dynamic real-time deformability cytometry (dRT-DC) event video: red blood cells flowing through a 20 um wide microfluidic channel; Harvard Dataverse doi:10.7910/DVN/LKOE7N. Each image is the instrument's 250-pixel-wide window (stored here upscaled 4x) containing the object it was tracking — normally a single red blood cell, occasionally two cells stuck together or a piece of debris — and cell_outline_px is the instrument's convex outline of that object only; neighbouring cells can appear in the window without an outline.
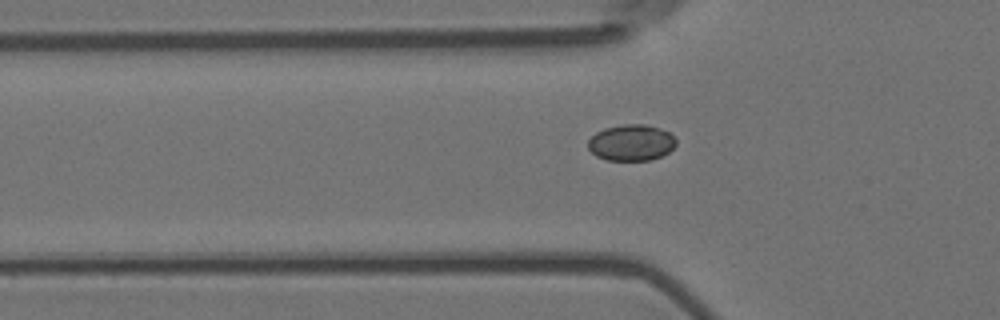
{"species": "Egyptian fruit bat (a non-hibernating species)", "species_latin": "Rousettus aegyptiacus", "temperature_condition": "room temperature", "stored_images_in_passage": 37, "camera_frame_rate_fps": 3000, "um_per_image_px": 0.085, "animal": {"sex": "female"}, "frame": {"image": 1, "passage_image": 4, "time_ms": 1.0, "image_size_px": [1000, 320], "cell_outline_px": [[676, 144], [668, 152], [652, 160], [608, 160], [596, 156], [588, 148], [588, 140], [596, 132], [604, 128], [624, 124], [644, 124], [660, 128], [668, 132], [676, 140]], "centroid_in_image_um": [53.64, 12.12], "position_along_channel_um": 72.2, "area_um2": 18.5}}
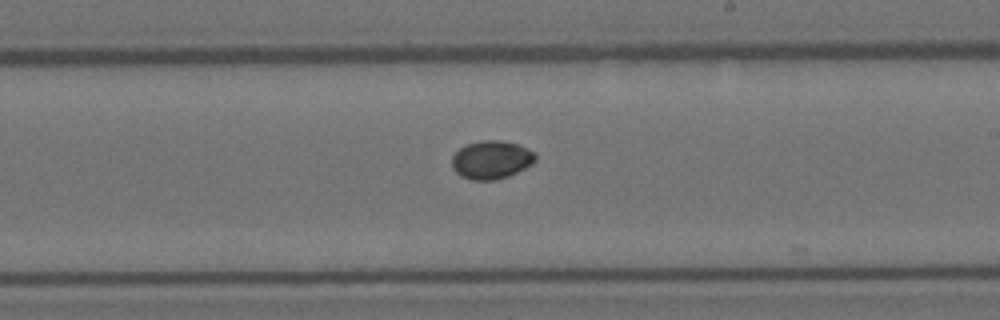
{"frame": {"image": 2, "passage_image": 18, "time_ms": 5.667, "image_size_px": [1000, 320], "cell_outline_px": [[536, 160], [532, 164], [508, 176], [496, 180], [472, 180], [460, 176], [452, 168], [452, 156], [464, 144], [480, 140], [500, 140], [516, 144], [528, 148], [536, 152]], "centroid_in_image_um": [41.76, 13.57], "position_along_channel_um": 247.2, "area_um2": 18.79}}
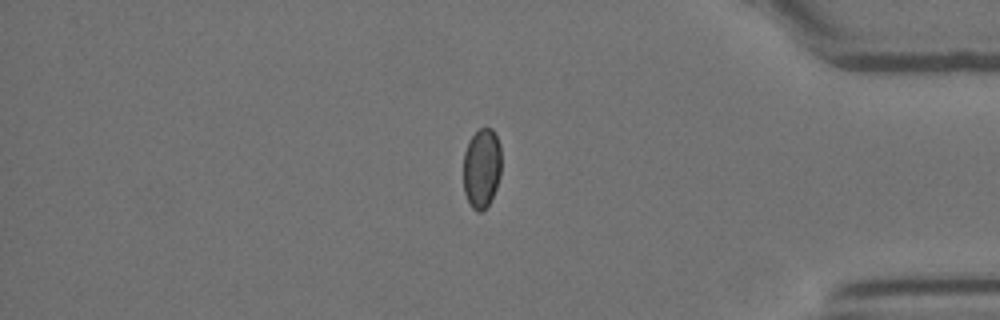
{"frame": {"image": 3, "passage_image": 32, "time_ms": 10.333, "image_size_px": [1000, 320], "cell_outline_px": [[500, 176], [496, 188], [488, 204], [480, 212], [476, 212], [472, 208], [464, 192], [464, 152], [468, 140], [480, 128], [492, 128], [500, 144]], "centroid_in_image_um": [40.93, 14.28], "position_along_channel_um": 394.3, "area_um2": 17.57}}